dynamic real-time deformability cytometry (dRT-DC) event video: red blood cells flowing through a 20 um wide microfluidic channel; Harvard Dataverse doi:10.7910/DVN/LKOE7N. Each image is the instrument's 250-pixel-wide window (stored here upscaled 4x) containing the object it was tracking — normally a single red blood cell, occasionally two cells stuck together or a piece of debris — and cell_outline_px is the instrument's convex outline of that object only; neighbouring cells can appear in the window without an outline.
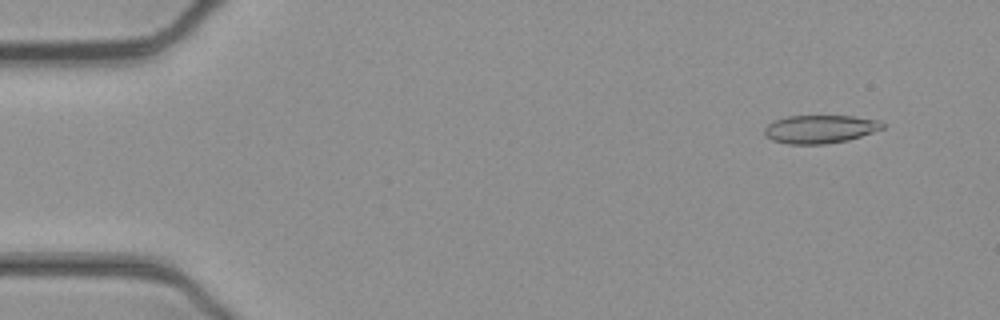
{"species": "common noctule bat (a hibernating species)", "species_latin": "Nyctalus noctula", "temperature_condition": "cold", "stored_images_in_passage": 49, "camera_frame_rate_fps": 3000, "um_per_image_px": 0.085, "animal": {"sex": "female", "body_mass_g": 21.9}, "frame": {"image": 1, "passage_image": 1, "time_ms": 0.0, "image_size_px": [1000, 320], "cell_outline_px": [[884, 128], [848, 140], [824, 144], [788, 144], [772, 140], [764, 136], [764, 128], [768, 124], [776, 120], [788, 116], [852, 116], [880, 120], [884, 124]], "centroid_in_image_um": [69.69, 10.97], "position_along_channel_um": 15.3, "area_um2": 19.36}}
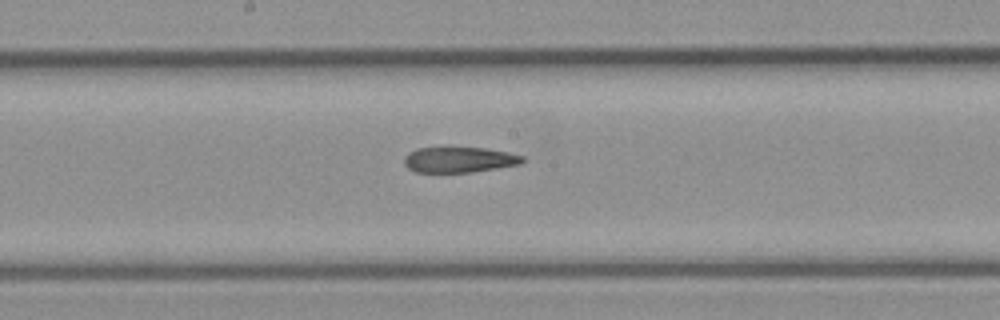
{"frame": {"image": 2, "passage_image": 24, "time_ms": 7.667, "image_size_px": [1000, 320], "cell_outline_px": [[524, 160], [520, 164], [472, 172], [416, 172], [408, 168], [404, 164], [404, 156], [408, 152], [416, 148], [484, 148], [508, 152], [524, 156]], "centroid_in_image_um": [39.01, 13.58], "position_along_channel_um": 209.2, "area_um2": 17.51}}
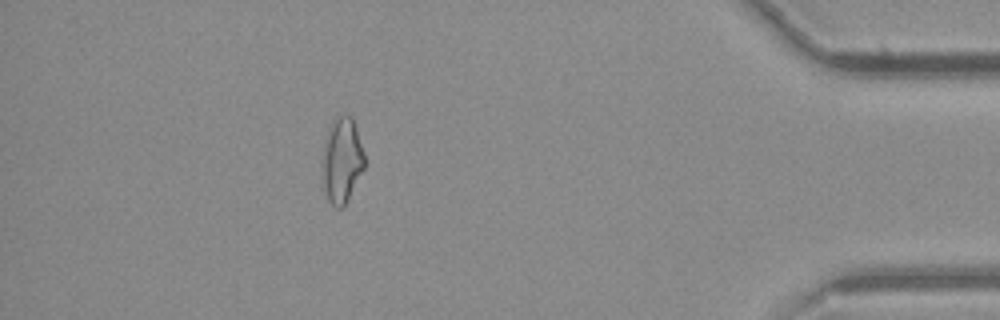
{"frame": {"image": 3, "passage_image": 43, "time_ms": 14.0, "image_size_px": [1000, 320], "cell_outline_px": [[364, 168], [344, 204], [340, 208], [336, 208], [328, 200], [324, 188], [324, 144], [328, 128], [332, 120], [336, 116], [352, 116], [364, 152]], "centroid_in_image_um": [29.07, 13.58], "position_along_channel_um": 406.1, "area_um2": 20.29}, "authors_computed_cell_mechanics": {"area_um2": 19.652, "velocity_mm_per_s": 3.9183, "shape_relaxation_time_tau1_ms": null, "shape_relaxation_time_tau2_ms": 3.1088, "deformation_change_tau1": null, "deformation_change_tau2": 0.1233}}